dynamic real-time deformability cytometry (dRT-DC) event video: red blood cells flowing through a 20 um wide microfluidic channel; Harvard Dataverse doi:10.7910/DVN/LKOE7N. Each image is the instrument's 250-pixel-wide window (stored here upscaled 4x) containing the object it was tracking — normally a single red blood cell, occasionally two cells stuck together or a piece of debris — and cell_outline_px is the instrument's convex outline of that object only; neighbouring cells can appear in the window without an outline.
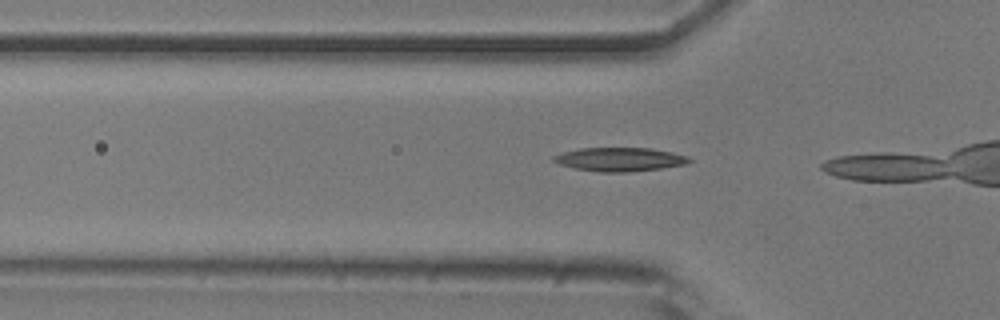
{"species": "common noctule bat (a hibernating species)", "species_latin": "Nyctalus noctula", "temperature_condition": "room temperature", "stored_images_in_passage": 5, "camera_frame_rate_fps": 3000, "um_per_image_px": 0.085, "animal": {"sex": "male", "body_mass_g": 20.5, "forearm_length_mm": 52.5}, "frame": {"image": 1, "passage_image": 3, "time_ms": 0.667, "image_size_px": [1000, 320], "cell_outline_px": [[692, 160], [684, 164], [660, 168], [628, 172], [600, 172], [576, 168], [560, 164], [552, 160], [552, 156], [564, 152], [580, 148], [652, 148], [672, 152], [688, 156]], "centroid_in_image_um": [52.68, 13.54], "position_along_channel_um": 73.1, "area_um2": 18.55}}